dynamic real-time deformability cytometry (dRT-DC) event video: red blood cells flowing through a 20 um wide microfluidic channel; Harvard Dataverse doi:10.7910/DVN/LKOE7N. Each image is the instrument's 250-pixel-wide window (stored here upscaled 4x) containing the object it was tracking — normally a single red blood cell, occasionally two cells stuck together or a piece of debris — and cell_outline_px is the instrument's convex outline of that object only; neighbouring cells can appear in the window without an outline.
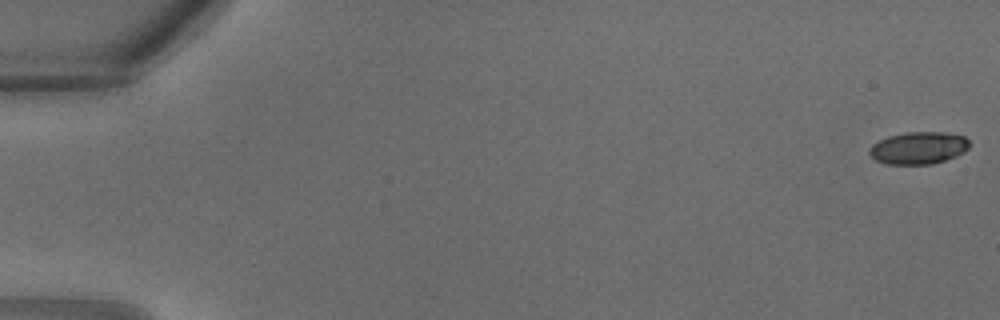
{"species": "common noctule bat (a hibernating species)", "species_latin": "Nyctalus noctula", "temperature_condition": "warm", "stored_images_in_passage": 15, "camera_frame_rate_fps": 3000, "um_per_image_px": 0.085, "animal": {"sex": "male", "body_mass_g": 18.8}, "frame": {"image": 1, "passage_image": 1, "time_ms": 0.0, "image_size_px": [1000, 320], "cell_outline_px": [[968, 148], [964, 152], [956, 156], [932, 164], [884, 164], [876, 160], [868, 152], [872, 144], [888, 136], [908, 132], [944, 132], [964, 136], [968, 140]], "centroid_in_image_um": [78.06, 12.57], "position_along_channel_um": 6.9, "area_um2": 18.73}}
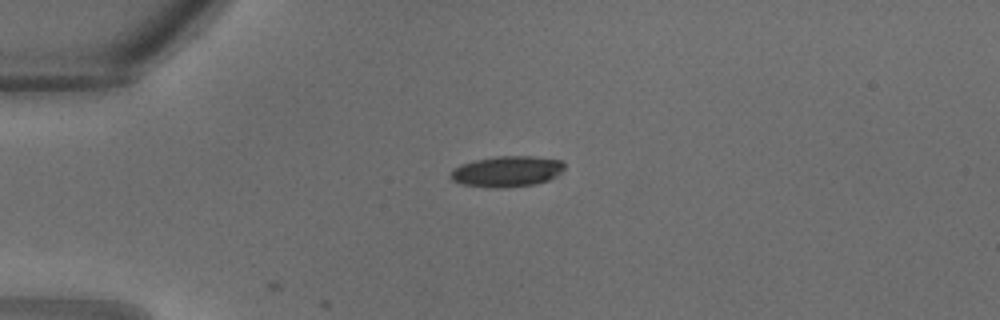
{"frame": {"image": 2, "passage_image": 9, "time_ms": 2.667, "image_size_px": [1000, 320], "cell_outline_px": [[564, 168], [556, 176], [548, 180], [536, 184], [508, 188], [484, 188], [460, 184], [452, 180], [448, 176], [448, 172], [452, 168], [460, 164], [476, 160], [496, 156], [532, 156], [560, 160], [564, 164]], "centroid_in_image_um": [43.01, 14.59], "position_along_channel_um": 42.0, "area_um2": 20.87}}
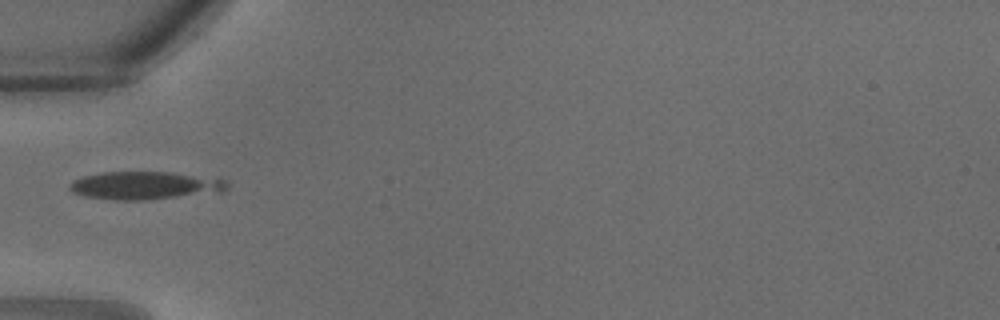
{"frame": {"image": 3, "passage_image": 12, "time_ms": 3.667, "image_size_px": [1000, 320], "cell_outline_px": [[228, 188], [224, 192], [144, 200], [116, 200], [84, 196], [72, 192], [68, 188], [68, 184], [72, 180], [84, 176], [100, 172], [172, 172], [220, 176], [228, 180]], "centroid_in_image_um": [12.43, 15.75], "position_along_channel_um": 72.6, "area_um2": 26.41}}